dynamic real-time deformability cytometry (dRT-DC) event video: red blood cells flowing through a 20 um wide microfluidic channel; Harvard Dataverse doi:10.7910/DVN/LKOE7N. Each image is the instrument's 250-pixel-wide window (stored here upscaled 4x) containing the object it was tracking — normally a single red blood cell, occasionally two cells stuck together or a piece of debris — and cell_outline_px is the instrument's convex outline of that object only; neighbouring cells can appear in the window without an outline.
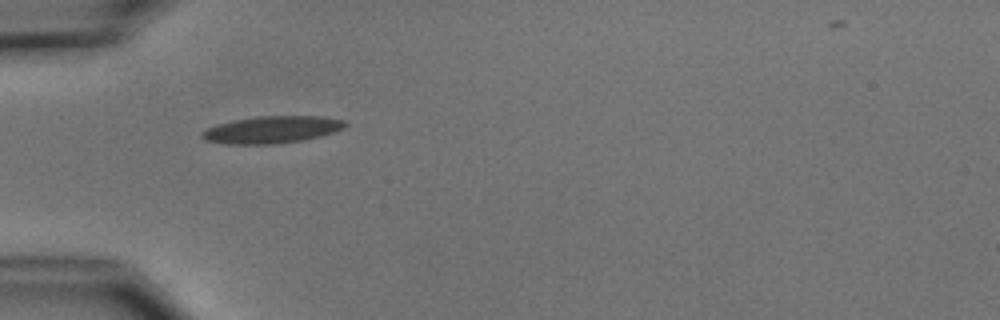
{"species": "common noctule bat (a hibernating species)", "species_latin": "Nyctalus noctula", "temperature_condition": "cold", "stored_images_in_passage": 3, "camera_frame_rate_fps": 3000, "um_per_image_px": 0.085, "animal": {"sex": "male", "body_mass_g": 15.6}, "frame": {"image": 1, "passage_image": 1, "time_ms": 0.0, "image_size_px": [1000, 320], "cell_outline_px": [[348, 124], [344, 128], [336, 132], [320, 136], [300, 140], [272, 144], [228, 144], [208, 140], [200, 136], [200, 132], [216, 124], [256, 116], [320, 116], [344, 120]], "centroid_in_image_um": [23.13, 11.01], "position_along_channel_um": 61.9, "area_um2": 22.48}}
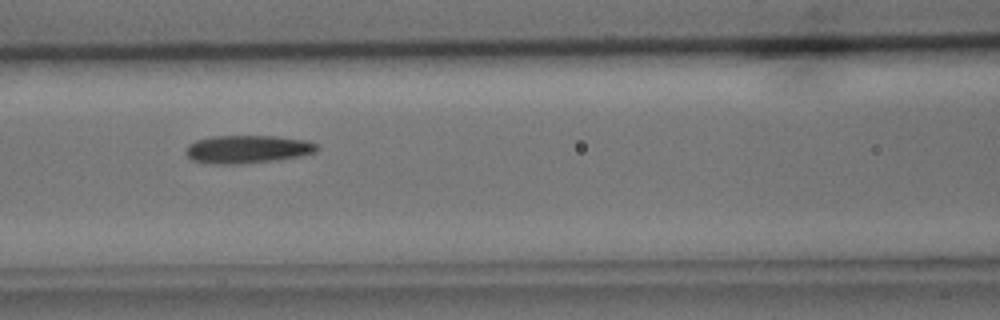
{"frame": {"image": 2, "passage_image": 3, "time_ms": 2.333, "image_size_px": [1000, 320], "cell_outline_px": [[320, 148], [316, 152], [300, 156], [276, 160], [240, 164], [212, 164], [192, 160], [184, 152], [188, 144], [196, 140], [212, 136], [276, 136], [308, 140], [320, 144]], "centroid_in_image_um": [21.07, 12.68], "position_along_channel_um": 145.5, "area_um2": 21.73}}